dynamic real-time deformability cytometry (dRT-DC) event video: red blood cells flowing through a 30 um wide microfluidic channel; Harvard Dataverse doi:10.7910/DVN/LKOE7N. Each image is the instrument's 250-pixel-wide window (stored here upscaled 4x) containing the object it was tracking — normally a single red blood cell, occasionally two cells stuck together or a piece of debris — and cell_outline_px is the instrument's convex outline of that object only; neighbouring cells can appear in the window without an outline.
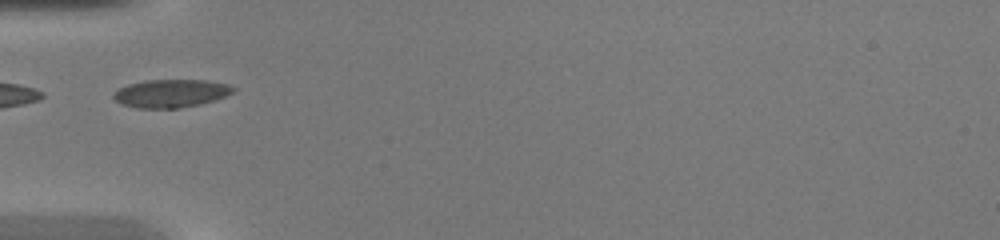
{"species": "common noctule bat (a hibernating species)", "species_latin": "Nyctalus noctula", "temperature_condition": "warm", "stored_images_in_passage": 33, "camera_frame_rate_fps": 3000, "um_per_image_px": 0.085, "animal": {"sex": "female", "body_mass_g": 20.0, "forearm_length_mm": 54.0}, "frame": {"image": 1, "passage_image": 1, "time_ms": 0.0, "image_size_px": [1000, 240], "cell_outline_px": [[236, 88], [232, 92], [216, 100], [200, 104], [180, 108], [136, 108], [120, 104], [112, 96], [112, 92], [128, 84], [148, 80], [208, 80], [228, 84]], "centroid_in_image_um": [14.51, 7.94], "position_along_channel_um": 70.5, "area_um2": 19.65}}
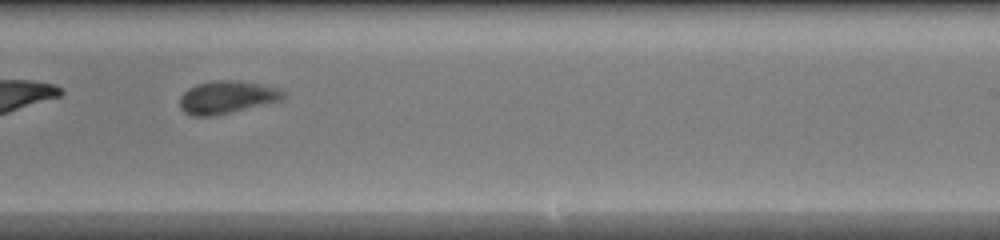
{"frame": {"image": 2, "passage_image": 15, "time_ms": 4.667, "image_size_px": [1000, 240], "cell_outline_px": [[284, 96], [280, 100], [216, 116], [192, 116], [184, 112], [180, 108], [180, 96], [188, 88], [196, 84], [216, 80], [240, 80], [280, 88], [284, 92]], "centroid_in_image_um": [19.25, 8.26], "position_along_channel_um": 269.7, "area_um2": 19.77}}
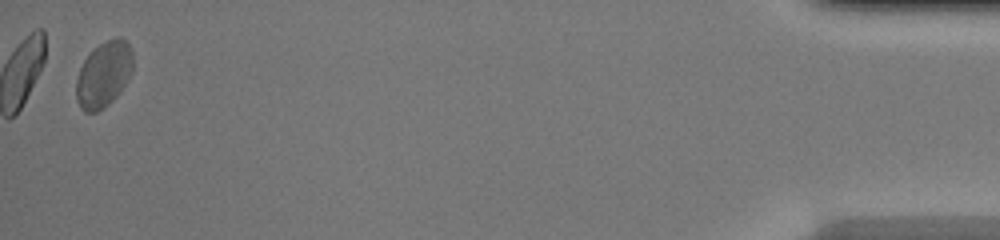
{"frame": {"image": 3, "passage_image": 32, "time_ms": 10.333, "image_size_px": [1000, 240], "cell_outline_px": [[132, 72], [120, 92], [104, 108], [96, 112], [84, 112], [80, 108], [76, 100], [76, 80], [80, 68], [84, 60], [100, 44], [116, 36], [120, 36], [128, 44], [132, 52]], "centroid_in_image_um": [8.81, 6.35], "position_along_channel_um": 426.4, "area_um2": 21.56}, "authors_computed_cell_mechanics": {"area_um2": 19.8832, "velocity_mm_per_s": 4.2829, "shape_relaxation_time_tau1_ms": 3.5692, "shape_relaxation_time_tau2_ms": null, "deformation_change_tau1": 0.1117, "deformation_change_tau2": null}}